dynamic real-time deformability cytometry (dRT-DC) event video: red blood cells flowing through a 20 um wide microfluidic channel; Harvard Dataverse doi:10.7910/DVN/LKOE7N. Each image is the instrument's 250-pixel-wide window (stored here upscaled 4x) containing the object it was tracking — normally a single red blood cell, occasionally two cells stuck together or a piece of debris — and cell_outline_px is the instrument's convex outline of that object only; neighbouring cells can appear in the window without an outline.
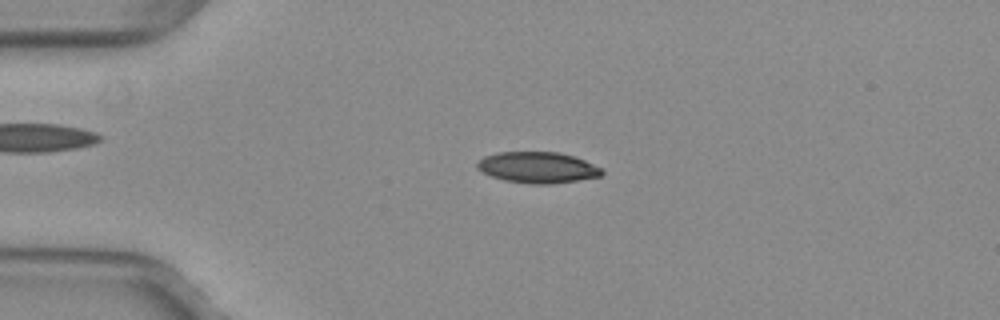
{"species": "common noctule bat (a hibernating species)", "species_latin": "Nyctalus noctula", "temperature_condition": "warm", "stored_images_in_passage": 53, "camera_frame_rate_fps": 3000, "um_per_image_px": 0.085, "animal": {"sex": "female", "body_mass_g": 29.2, "forearm_length_mm": 56.3}, "frame": {"image": 1, "passage_image": 13, "time_ms": 4.0, "image_size_px": [1000, 320], "cell_outline_px": [[604, 172], [600, 176], [552, 184], [528, 184], [504, 180], [492, 176], [476, 168], [476, 164], [484, 156], [496, 152], [560, 152], [584, 160], [600, 168]], "centroid_in_image_um": [45.67, 14.23], "position_along_channel_um": 39.3, "area_um2": 22.43}}
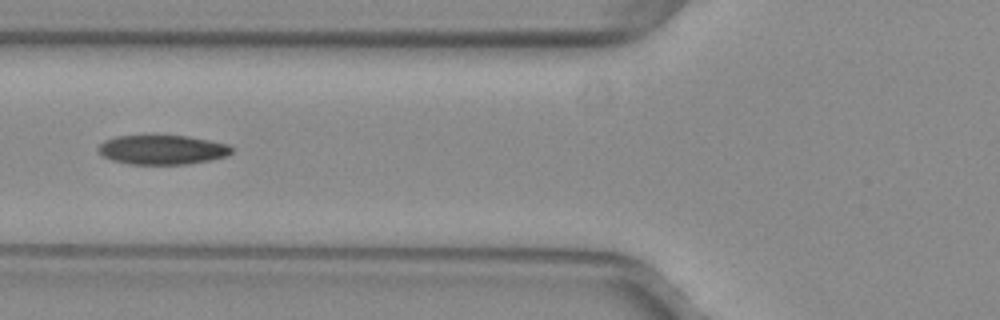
{"frame": {"image": 2, "passage_image": 21, "time_ms": 6.667, "image_size_px": [1000, 320], "cell_outline_px": [[232, 152], [228, 156], [212, 160], [188, 164], [128, 164], [112, 160], [104, 156], [96, 148], [104, 140], [116, 136], [188, 136], [228, 144], [232, 148]], "centroid_in_image_um": [13.81, 12.73], "position_along_channel_um": 112.0, "area_um2": 22.83}}
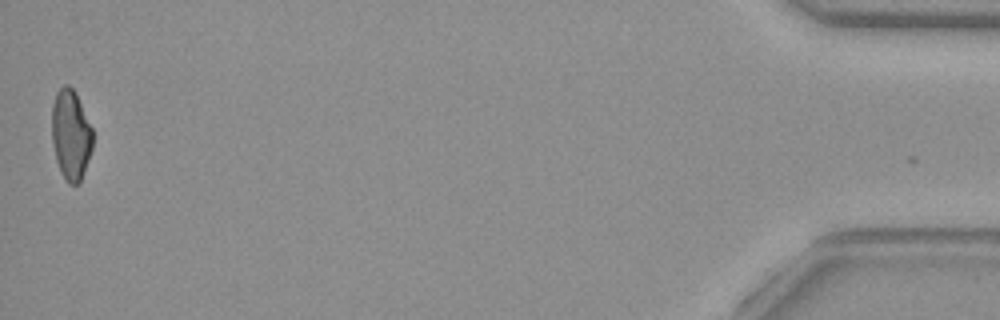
{"frame": {"image": 3, "passage_image": 52, "time_ms": 17.0, "image_size_px": [1000, 320], "cell_outline_px": [[92, 148], [88, 160], [80, 180], [76, 184], [68, 184], [64, 180], [60, 172], [56, 160], [52, 140], [52, 104], [56, 92], [64, 84], [68, 84], [76, 92], [92, 128]], "centroid_in_image_um": [6.0, 11.43], "position_along_channel_um": 429.2, "area_um2": 21.5}, "authors_computed_cell_mechanics": {"area_um2": 22.542, "velocity_mm_per_s": 4.0156, "shape_relaxation_time_tau1_ms": null, "shape_relaxation_time_tau2_ms": 3.5503, "deformation_change_tau1": null, "deformation_change_tau2": 0.1065}}